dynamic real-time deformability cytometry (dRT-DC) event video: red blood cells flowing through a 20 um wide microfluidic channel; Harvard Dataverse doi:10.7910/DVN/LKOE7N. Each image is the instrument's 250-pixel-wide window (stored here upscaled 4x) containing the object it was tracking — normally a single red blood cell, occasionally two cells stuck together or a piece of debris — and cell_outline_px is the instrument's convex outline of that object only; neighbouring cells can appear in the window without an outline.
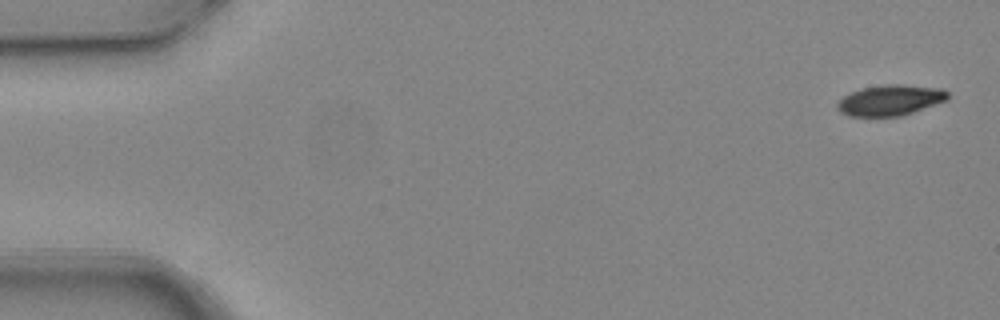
{"species": "common noctule bat (a hibernating species)", "species_latin": "Nyctalus noctula", "temperature_condition": "warm", "stored_images_in_passage": 4, "camera_frame_rate_fps": 3000, "um_per_image_px": 0.085, "animal": {"sex": "female", "body_mass_g": 24.6, "forearm_length_mm": 56.2}, "frame": {"image": 1, "passage_image": 1, "time_ms": 0.0, "image_size_px": [1000, 320], "cell_outline_px": [[948, 100], [900, 116], [848, 116], [840, 112], [836, 108], [836, 104], [844, 96], [860, 88], [884, 84], [904, 84], [944, 88], [948, 92]], "centroid_in_image_um": [75.68, 8.5], "position_along_channel_um": 9.3, "area_um2": 19.88}}
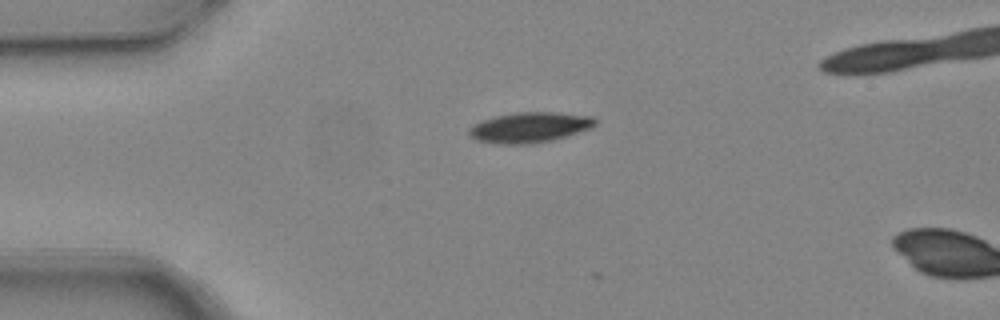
{"frame": {"image": 2, "passage_image": 3, "time_ms": 0.667, "image_size_px": [1000, 320], "cell_outline_px": [[596, 124], [592, 128], [552, 140], [532, 144], [496, 144], [476, 140], [468, 136], [468, 128], [472, 124], [496, 116], [516, 112], [556, 112], [592, 116], [596, 120]], "centroid_in_image_um": [44.99, 10.83], "position_along_channel_um": 40.0, "area_um2": 22.48}}